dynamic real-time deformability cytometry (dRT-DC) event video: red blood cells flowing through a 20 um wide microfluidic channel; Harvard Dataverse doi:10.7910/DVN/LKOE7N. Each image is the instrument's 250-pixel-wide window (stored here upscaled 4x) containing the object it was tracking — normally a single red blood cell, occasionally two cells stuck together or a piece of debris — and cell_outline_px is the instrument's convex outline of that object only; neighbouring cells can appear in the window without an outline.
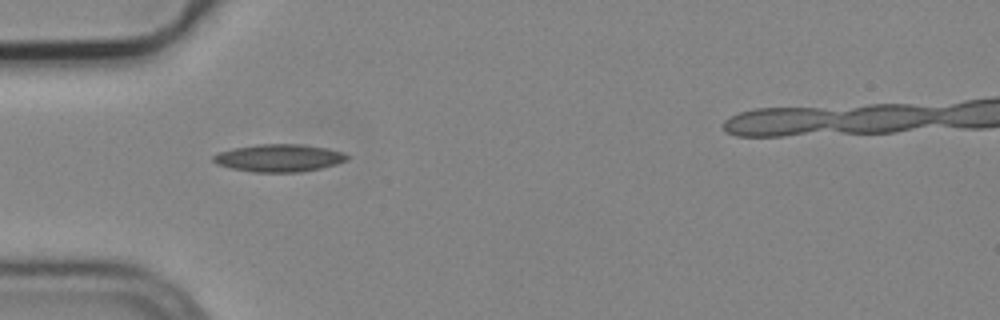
{"species": "common noctule bat (a hibernating species)", "species_latin": "Nyctalus noctula", "temperature_condition": "cold", "stored_images_in_passage": 2, "camera_frame_rate_fps": 3000, "um_per_image_px": 0.085, "animal": {"sex": "male", "body_mass_g": 19.2, "forearm_length_mm": 51.8}, "frame": {"image": 1, "passage_image": 1, "time_ms": 0.0, "image_size_px": [1000, 320], "cell_outline_px": [[348, 160], [336, 164], [320, 168], [300, 172], [252, 172], [232, 168], [216, 164], [212, 160], [212, 156], [220, 152], [232, 148], [256, 144], [300, 144], [324, 148], [344, 152], [348, 156]], "centroid_in_image_um": [23.69, 13.43], "position_along_channel_um": 61.3, "area_um2": 21.44}}
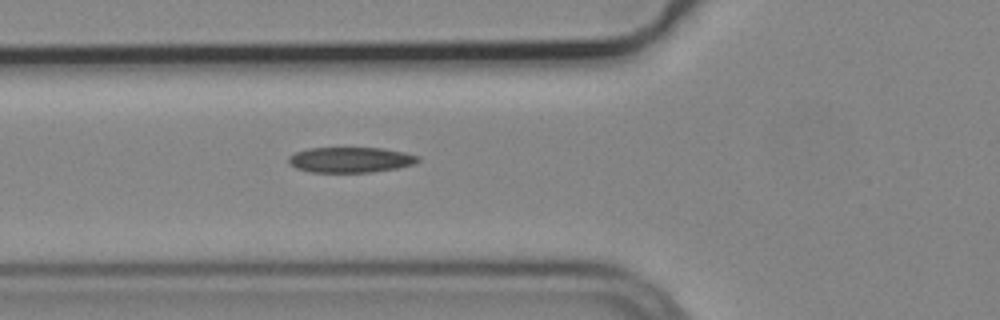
{"frame": {"image": 2, "passage_image": 2, "time_ms": 0.333, "image_size_px": [1000, 320], "cell_outline_px": [[420, 160], [416, 164], [396, 168], [372, 172], [312, 172], [296, 168], [288, 164], [288, 156], [296, 152], [308, 148], [384, 148], [404, 152], [420, 156]], "centroid_in_image_um": [29.8, 13.58], "position_along_channel_um": 96.0, "area_um2": 19.31}}